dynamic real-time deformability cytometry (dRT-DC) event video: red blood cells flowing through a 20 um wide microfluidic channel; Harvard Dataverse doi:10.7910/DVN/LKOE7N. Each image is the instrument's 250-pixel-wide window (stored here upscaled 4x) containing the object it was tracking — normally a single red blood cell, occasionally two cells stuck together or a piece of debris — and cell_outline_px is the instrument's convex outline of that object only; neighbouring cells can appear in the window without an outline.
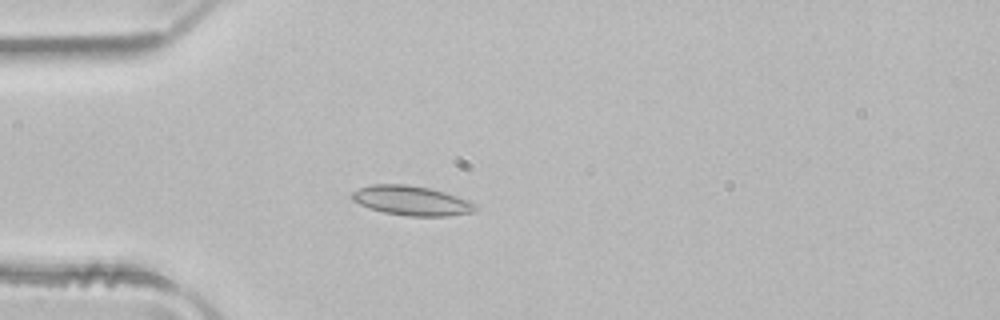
{"species": "common noctule bat (a hibernating species)", "species_latin": "Nyctalus noctula", "temperature_condition": "room temperature", "stored_images_in_passage": 5, "camera_frame_rate_fps": 3000, "um_per_image_px": 0.085, "animal": {"sex": "male", "body_mass_g": 21.5, "forearm_length_mm": 52.0}, "frame": {"image": 1, "passage_image": 4, "time_ms": 1.0, "image_size_px": [1000, 320], "cell_outline_px": [[480, 208], [472, 212], [448, 216], [408, 216], [384, 212], [368, 208], [352, 200], [348, 196], [352, 192], [360, 188], [372, 184], [408, 184], [432, 188], [468, 200], [476, 204]], "centroid_in_image_um": [34.97, 17.05], "position_along_channel_um": 50.0, "area_um2": 21.44}}